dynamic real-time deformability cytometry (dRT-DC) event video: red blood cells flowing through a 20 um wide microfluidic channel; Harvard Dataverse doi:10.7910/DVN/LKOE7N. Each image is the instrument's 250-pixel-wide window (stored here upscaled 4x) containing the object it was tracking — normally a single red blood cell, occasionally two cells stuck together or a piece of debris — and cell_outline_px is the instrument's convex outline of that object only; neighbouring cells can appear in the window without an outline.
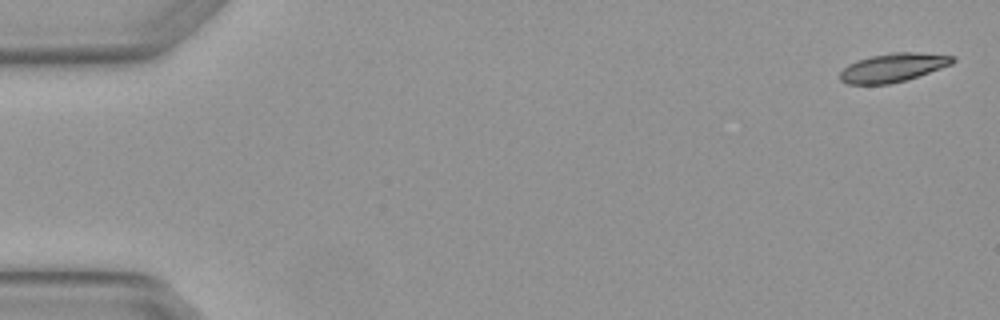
{"species": "Egyptian fruit bat (a non-hibernating species)", "species_latin": "Rousettus aegyptiacus", "temperature_condition": "warm", "stored_images_in_passage": 5, "camera_frame_rate_fps": 3000, "um_per_image_px": 0.085, "animal": {"sex": "female"}, "frame": {"image": 1, "passage_image": 1, "time_ms": 0.0, "image_size_px": [1000, 320], "cell_outline_px": [[956, 60], [952, 64], [904, 80], [888, 84], [848, 84], [840, 80], [840, 72], [848, 64], [856, 60], [872, 56], [892, 52], [916, 52], [956, 56]], "centroid_in_image_um": [75.89, 5.73], "position_along_channel_um": 9.1, "area_um2": 18.61}}